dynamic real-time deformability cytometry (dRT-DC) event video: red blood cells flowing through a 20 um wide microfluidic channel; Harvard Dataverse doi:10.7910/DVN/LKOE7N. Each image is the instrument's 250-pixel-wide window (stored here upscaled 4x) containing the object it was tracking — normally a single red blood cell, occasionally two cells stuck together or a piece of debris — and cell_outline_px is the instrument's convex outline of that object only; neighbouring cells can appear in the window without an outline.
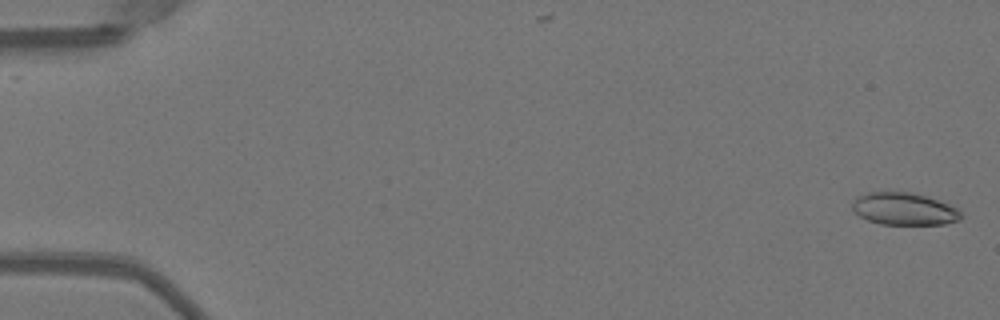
{"species": "Egyptian fruit bat (a non-hibernating species)", "species_latin": "Rousettus aegyptiacus", "temperature_condition": "warm", "stored_images_in_passage": 51, "camera_frame_rate_fps": 3000, "um_per_image_px": 0.085, "animal": {"sex": "female"}, "frame": {"image": 1, "passage_image": 1, "time_ms": 0.0, "image_size_px": [1000, 320], "cell_outline_px": [[964, 216], [960, 220], [944, 224], [880, 224], [868, 220], [860, 216], [852, 208], [852, 200], [856, 196], [868, 192], [908, 192], [924, 196], [948, 204], [956, 208]], "centroid_in_image_um": [76.83, 17.76], "position_along_channel_um": 8.2, "area_um2": 20.35}}
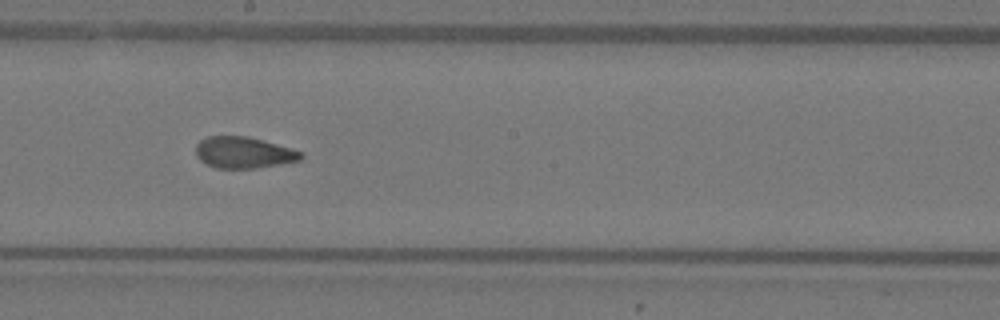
{"frame": {"image": 2, "passage_image": 29, "time_ms": 9.333, "image_size_px": [1000, 320], "cell_outline_px": [[304, 156], [300, 160], [256, 168], [216, 168], [200, 160], [196, 156], [196, 144], [200, 140], [208, 136], [248, 136], [292, 148], [304, 152]], "centroid_in_image_um": [20.72, 12.96], "position_along_channel_um": 227.5, "area_um2": 19.25}}
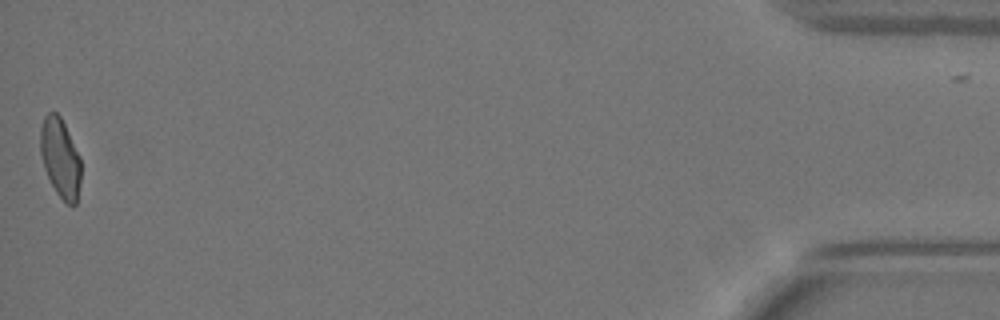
{"frame": {"image": 3, "passage_image": 51, "time_ms": 16.667, "image_size_px": [1000, 320], "cell_outline_px": [[80, 180], [76, 204], [72, 208], [56, 192], [44, 168], [40, 152], [40, 128], [44, 116], [48, 112], [56, 112], [60, 116], [80, 156]], "centroid_in_image_um": [5.11, 13.41], "position_along_channel_um": 430.1, "area_um2": 18.61}, "authors_computed_cell_mechanics": {"area_um2": 19.9988, "velocity_mm_per_s": 4.0173, "shape_relaxation_time_tau1_ms": 9.1719, "shape_relaxation_time_tau2_ms": 1.1093, "deformation_change_tau1": 0.2195, "deformation_change_tau2": 0.0723}}